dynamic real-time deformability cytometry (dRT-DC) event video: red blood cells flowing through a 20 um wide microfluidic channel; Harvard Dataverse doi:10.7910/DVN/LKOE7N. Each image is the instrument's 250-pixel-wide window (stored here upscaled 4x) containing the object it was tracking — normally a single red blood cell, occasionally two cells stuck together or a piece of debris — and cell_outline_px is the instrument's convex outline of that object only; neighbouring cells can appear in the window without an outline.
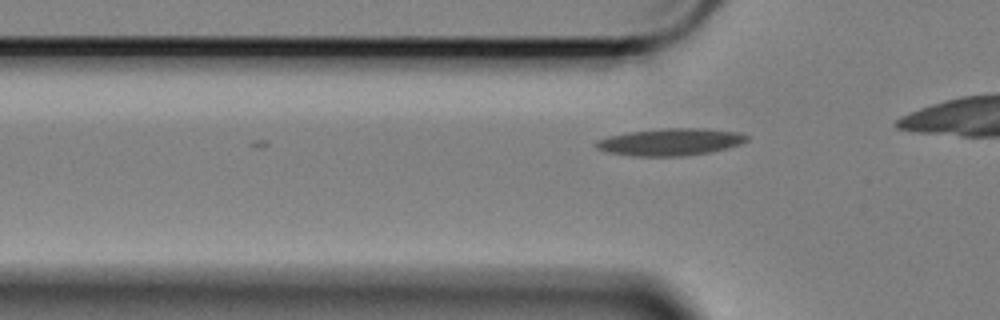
{"species": "Egyptian fruit bat (a non-hibernating species)", "species_latin": "Rousettus aegyptiacus", "temperature_condition": "cold", "stored_images_in_passage": 3, "camera_frame_rate_fps": 3000, "um_per_image_px": 0.085, "animal": {"sex": "female"}, "frame": {"image": 1, "passage_image": 3, "time_ms": 0.667, "image_size_px": [1000, 320], "cell_outline_px": [[748, 140], [740, 144], [728, 148], [712, 152], [684, 156], [632, 156], [608, 152], [596, 148], [592, 144], [596, 140], [608, 136], [628, 132], [660, 128], [708, 128], [740, 132], [748, 136]], "centroid_in_image_um": [56.98, 12.06], "position_along_channel_um": 68.8, "area_um2": 24.22}}